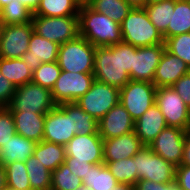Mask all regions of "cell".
<instances>
[{"label": "cell", "instance_id": "cell-26", "mask_svg": "<svg viewBox=\"0 0 190 190\" xmlns=\"http://www.w3.org/2000/svg\"><path fill=\"white\" fill-rule=\"evenodd\" d=\"M0 73L17 88L32 81L33 72L22 58L4 59L0 57Z\"/></svg>", "mask_w": 190, "mask_h": 190}, {"label": "cell", "instance_id": "cell-14", "mask_svg": "<svg viewBox=\"0 0 190 190\" xmlns=\"http://www.w3.org/2000/svg\"><path fill=\"white\" fill-rule=\"evenodd\" d=\"M186 130L165 127L148 146L153 152L177 167L183 159Z\"/></svg>", "mask_w": 190, "mask_h": 190}, {"label": "cell", "instance_id": "cell-37", "mask_svg": "<svg viewBox=\"0 0 190 190\" xmlns=\"http://www.w3.org/2000/svg\"><path fill=\"white\" fill-rule=\"evenodd\" d=\"M61 72L57 61L42 63L34 72L32 82L52 90Z\"/></svg>", "mask_w": 190, "mask_h": 190}, {"label": "cell", "instance_id": "cell-13", "mask_svg": "<svg viewBox=\"0 0 190 190\" xmlns=\"http://www.w3.org/2000/svg\"><path fill=\"white\" fill-rule=\"evenodd\" d=\"M34 27L32 22L1 26L0 57L4 59L22 58L28 46Z\"/></svg>", "mask_w": 190, "mask_h": 190}, {"label": "cell", "instance_id": "cell-38", "mask_svg": "<svg viewBox=\"0 0 190 190\" xmlns=\"http://www.w3.org/2000/svg\"><path fill=\"white\" fill-rule=\"evenodd\" d=\"M164 44L168 52L179 57L190 68V33L169 37Z\"/></svg>", "mask_w": 190, "mask_h": 190}, {"label": "cell", "instance_id": "cell-17", "mask_svg": "<svg viewBox=\"0 0 190 190\" xmlns=\"http://www.w3.org/2000/svg\"><path fill=\"white\" fill-rule=\"evenodd\" d=\"M134 131V121L119 102L98 121V132L102 139H111Z\"/></svg>", "mask_w": 190, "mask_h": 190}, {"label": "cell", "instance_id": "cell-51", "mask_svg": "<svg viewBox=\"0 0 190 190\" xmlns=\"http://www.w3.org/2000/svg\"><path fill=\"white\" fill-rule=\"evenodd\" d=\"M79 6H87L89 5L92 0H75Z\"/></svg>", "mask_w": 190, "mask_h": 190}, {"label": "cell", "instance_id": "cell-8", "mask_svg": "<svg viewBox=\"0 0 190 190\" xmlns=\"http://www.w3.org/2000/svg\"><path fill=\"white\" fill-rule=\"evenodd\" d=\"M156 89L154 83L133 80L120 89L119 102L134 122L155 104Z\"/></svg>", "mask_w": 190, "mask_h": 190}, {"label": "cell", "instance_id": "cell-41", "mask_svg": "<svg viewBox=\"0 0 190 190\" xmlns=\"http://www.w3.org/2000/svg\"><path fill=\"white\" fill-rule=\"evenodd\" d=\"M172 87L184 102L190 106V72L179 78Z\"/></svg>", "mask_w": 190, "mask_h": 190}, {"label": "cell", "instance_id": "cell-18", "mask_svg": "<svg viewBox=\"0 0 190 190\" xmlns=\"http://www.w3.org/2000/svg\"><path fill=\"white\" fill-rule=\"evenodd\" d=\"M59 44L49 41L33 32L28 51L22 56L26 66L34 72L42 63L54 62L58 59Z\"/></svg>", "mask_w": 190, "mask_h": 190}, {"label": "cell", "instance_id": "cell-31", "mask_svg": "<svg viewBox=\"0 0 190 190\" xmlns=\"http://www.w3.org/2000/svg\"><path fill=\"white\" fill-rule=\"evenodd\" d=\"M89 6L119 24L133 8L126 0H92Z\"/></svg>", "mask_w": 190, "mask_h": 190}, {"label": "cell", "instance_id": "cell-15", "mask_svg": "<svg viewBox=\"0 0 190 190\" xmlns=\"http://www.w3.org/2000/svg\"><path fill=\"white\" fill-rule=\"evenodd\" d=\"M66 157H73V161H87L90 164L104 163L103 139L96 134H76L65 145Z\"/></svg>", "mask_w": 190, "mask_h": 190}, {"label": "cell", "instance_id": "cell-27", "mask_svg": "<svg viewBox=\"0 0 190 190\" xmlns=\"http://www.w3.org/2000/svg\"><path fill=\"white\" fill-rule=\"evenodd\" d=\"M79 10L80 6L75 0H41L33 15L64 17L78 15Z\"/></svg>", "mask_w": 190, "mask_h": 190}, {"label": "cell", "instance_id": "cell-40", "mask_svg": "<svg viewBox=\"0 0 190 190\" xmlns=\"http://www.w3.org/2000/svg\"><path fill=\"white\" fill-rule=\"evenodd\" d=\"M16 87L0 73V108H8Z\"/></svg>", "mask_w": 190, "mask_h": 190}, {"label": "cell", "instance_id": "cell-19", "mask_svg": "<svg viewBox=\"0 0 190 190\" xmlns=\"http://www.w3.org/2000/svg\"><path fill=\"white\" fill-rule=\"evenodd\" d=\"M189 72L190 68L183 60L165 49L155 70L153 83L156 88L172 86Z\"/></svg>", "mask_w": 190, "mask_h": 190}, {"label": "cell", "instance_id": "cell-39", "mask_svg": "<svg viewBox=\"0 0 190 190\" xmlns=\"http://www.w3.org/2000/svg\"><path fill=\"white\" fill-rule=\"evenodd\" d=\"M16 133L14 118L8 108H0V148L3 141L11 138Z\"/></svg>", "mask_w": 190, "mask_h": 190}, {"label": "cell", "instance_id": "cell-30", "mask_svg": "<svg viewBox=\"0 0 190 190\" xmlns=\"http://www.w3.org/2000/svg\"><path fill=\"white\" fill-rule=\"evenodd\" d=\"M31 190H51V175L49 171L38 158L31 155L25 161Z\"/></svg>", "mask_w": 190, "mask_h": 190}, {"label": "cell", "instance_id": "cell-21", "mask_svg": "<svg viewBox=\"0 0 190 190\" xmlns=\"http://www.w3.org/2000/svg\"><path fill=\"white\" fill-rule=\"evenodd\" d=\"M165 127L167 123L156 104H153L134 122V131L144 146H149Z\"/></svg>", "mask_w": 190, "mask_h": 190}, {"label": "cell", "instance_id": "cell-42", "mask_svg": "<svg viewBox=\"0 0 190 190\" xmlns=\"http://www.w3.org/2000/svg\"><path fill=\"white\" fill-rule=\"evenodd\" d=\"M64 163H66L71 172L81 178V180L87 177V174L93 165L87 161H73V157H65Z\"/></svg>", "mask_w": 190, "mask_h": 190}, {"label": "cell", "instance_id": "cell-45", "mask_svg": "<svg viewBox=\"0 0 190 190\" xmlns=\"http://www.w3.org/2000/svg\"><path fill=\"white\" fill-rule=\"evenodd\" d=\"M181 164L190 166V128L186 131L183 159Z\"/></svg>", "mask_w": 190, "mask_h": 190}, {"label": "cell", "instance_id": "cell-3", "mask_svg": "<svg viewBox=\"0 0 190 190\" xmlns=\"http://www.w3.org/2000/svg\"><path fill=\"white\" fill-rule=\"evenodd\" d=\"M123 42L137 48L164 44V38L149 20L144 8H132L120 24Z\"/></svg>", "mask_w": 190, "mask_h": 190}, {"label": "cell", "instance_id": "cell-47", "mask_svg": "<svg viewBox=\"0 0 190 190\" xmlns=\"http://www.w3.org/2000/svg\"><path fill=\"white\" fill-rule=\"evenodd\" d=\"M0 190H7L6 172L3 165L0 164Z\"/></svg>", "mask_w": 190, "mask_h": 190}, {"label": "cell", "instance_id": "cell-43", "mask_svg": "<svg viewBox=\"0 0 190 190\" xmlns=\"http://www.w3.org/2000/svg\"><path fill=\"white\" fill-rule=\"evenodd\" d=\"M175 180L182 190H190V166L181 164L175 168Z\"/></svg>", "mask_w": 190, "mask_h": 190}, {"label": "cell", "instance_id": "cell-52", "mask_svg": "<svg viewBox=\"0 0 190 190\" xmlns=\"http://www.w3.org/2000/svg\"><path fill=\"white\" fill-rule=\"evenodd\" d=\"M14 0H0V9Z\"/></svg>", "mask_w": 190, "mask_h": 190}, {"label": "cell", "instance_id": "cell-9", "mask_svg": "<svg viewBox=\"0 0 190 190\" xmlns=\"http://www.w3.org/2000/svg\"><path fill=\"white\" fill-rule=\"evenodd\" d=\"M155 104L160 108L167 126L184 130L190 128V106H188L172 86L158 87Z\"/></svg>", "mask_w": 190, "mask_h": 190}, {"label": "cell", "instance_id": "cell-4", "mask_svg": "<svg viewBox=\"0 0 190 190\" xmlns=\"http://www.w3.org/2000/svg\"><path fill=\"white\" fill-rule=\"evenodd\" d=\"M96 47L82 36L59 45L58 65L63 71L94 73Z\"/></svg>", "mask_w": 190, "mask_h": 190}, {"label": "cell", "instance_id": "cell-28", "mask_svg": "<svg viewBox=\"0 0 190 190\" xmlns=\"http://www.w3.org/2000/svg\"><path fill=\"white\" fill-rule=\"evenodd\" d=\"M82 183L91 190H114L118 184L104 163L92 165Z\"/></svg>", "mask_w": 190, "mask_h": 190}, {"label": "cell", "instance_id": "cell-29", "mask_svg": "<svg viewBox=\"0 0 190 190\" xmlns=\"http://www.w3.org/2000/svg\"><path fill=\"white\" fill-rule=\"evenodd\" d=\"M183 33H190V2L175 0V8L167 29V38Z\"/></svg>", "mask_w": 190, "mask_h": 190}, {"label": "cell", "instance_id": "cell-5", "mask_svg": "<svg viewBox=\"0 0 190 190\" xmlns=\"http://www.w3.org/2000/svg\"><path fill=\"white\" fill-rule=\"evenodd\" d=\"M56 106L51 90L31 81L16 88L8 109L46 114Z\"/></svg>", "mask_w": 190, "mask_h": 190}, {"label": "cell", "instance_id": "cell-23", "mask_svg": "<svg viewBox=\"0 0 190 190\" xmlns=\"http://www.w3.org/2000/svg\"><path fill=\"white\" fill-rule=\"evenodd\" d=\"M17 134L35 141L43 140L45 115L27 111H11Z\"/></svg>", "mask_w": 190, "mask_h": 190}, {"label": "cell", "instance_id": "cell-12", "mask_svg": "<svg viewBox=\"0 0 190 190\" xmlns=\"http://www.w3.org/2000/svg\"><path fill=\"white\" fill-rule=\"evenodd\" d=\"M94 80L93 73H74L61 70L51 90L54 102L57 105L76 102L91 88Z\"/></svg>", "mask_w": 190, "mask_h": 190}, {"label": "cell", "instance_id": "cell-36", "mask_svg": "<svg viewBox=\"0 0 190 190\" xmlns=\"http://www.w3.org/2000/svg\"><path fill=\"white\" fill-rule=\"evenodd\" d=\"M82 184L81 178L73 174L66 163L52 172L51 190H75Z\"/></svg>", "mask_w": 190, "mask_h": 190}, {"label": "cell", "instance_id": "cell-44", "mask_svg": "<svg viewBox=\"0 0 190 190\" xmlns=\"http://www.w3.org/2000/svg\"><path fill=\"white\" fill-rule=\"evenodd\" d=\"M135 190H164V183L149 180H138L134 185Z\"/></svg>", "mask_w": 190, "mask_h": 190}, {"label": "cell", "instance_id": "cell-34", "mask_svg": "<svg viewBox=\"0 0 190 190\" xmlns=\"http://www.w3.org/2000/svg\"><path fill=\"white\" fill-rule=\"evenodd\" d=\"M33 12L17 0L1 8L0 20L3 25L32 22Z\"/></svg>", "mask_w": 190, "mask_h": 190}, {"label": "cell", "instance_id": "cell-48", "mask_svg": "<svg viewBox=\"0 0 190 190\" xmlns=\"http://www.w3.org/2000/svg\"><path fill=\"white\" fill-rule=\"evenodd\" d=\"M133 8H143L146 0H126Z\"/></svg>", "mask_w": 190, "mask_h": 190}, {"label": "cell", "instance_id": "cell-11", "mask_svg": "<svg viewBox=\"0 0 190 190\" xmlns=\"http://www.w3.org/2000/svg\"><path fill=\"white\" fill-rule=\"evenodd\" d=\"M75 135L72 123V102L59 104L46 113L44 141L65 146Z\"/></svg>", "mask_w": 190, "mask_h": 190}, {"label": "cell", "instance_id": "cell-2", "mask_svg": "<svg viewBox=\"0 0 190 190\" xmlns=\"http://www.w3.org/2000/svg\"><path fill=\"white\" fill-rule=\"evenodd\" d=\"M78 26L79 35L95 47L111 46L123 41L120 24L89 5L80 6Z\"/></svg>", "mask_w": 190, "mask_h": 190}, {"label": "cell", "instance_id": "cell-54", "mask_svg": "<svg viewBox=\"0 0 190 190\" xmlns=\"http://www.w3.org/2000/svg\"><path fill=\"white\" fill-rule=\"evenodd\" d=\"M158 1H162V0H146V4L152 3V2H158Z\"/></svg>", "mask_w": 190, "mask_h": 190}, {"label": "cell", "instance_id": "cell-46", "mask_svg": "<svg viewBox=\"0 0 190 190\" xmlns=\"http://www.w3.org/2000/svg\"><path fill=\"white\" fill-rule=\"evenodd\" d=\"M17 1L34 13L39 7L41 0H17Z\"/></svg>", "mask_w": 190, "mask_h": 190}, {"label": "cell", "instance_id": "cell-50", "mask_svg": "<svg viewBox=\"0 0 190 190\" xmlns=\"http://www.w3.org/2000/svg\"><path fill=\"white\" fill-rule=\"evenodd\" d=\"M114 190H135L134 185L118 183Z\"/></svg>", "mask_w": 190, "mask_h": 190}, {"label": "cell", "instance_id": "cell-16", "mask_svg": "<svg viewBox=\"0 0 190 190\" xmlns=\"http://www.w3.org/2000/svg\"><path fill=\"white\" fill-rule=\"evenodd\" d=\"M165 50V44L139 47L133 53L130 80L153 83L155 70Z\"/></svg>", "mask_w": 190, "mask_h": 190}, {"label": "cell", "instance_id": "cell-24", "mask_svg": "<svg viewBox=\"0 0 190 190\" xmlns=\"http://www.w3.org/2000/svg\"><path fill=\"white\" fill-rule=\"evenodd\" d=\"M149 20L162 34L164 41L167 39V29L172 18V11L175 8V0H162L146 4L143 7Z\"/></svg>", "mask_w": 190, "mask_h": 190}, {"label": "cell", "instance_id": "cell-10", "mask_svg": "<svg viewBox=\"0 0 190 190\" xmlns=\"http://www.w3.org/2000/svg\"><path fill=\"white\" fill-rule=\"evenodd\" d=\"M138 180L170 183L175 180V166L153 152L148 146L135 154Z\"/></svg>", "mask_w": 190, "mask_h": 190}, {"label": "cell", "instance_id": "cell-6", "mask_svg": "<svg viewBox=\"0 0 190 190\" xmlns=\"http://www.w3.org/2000/svg\"><path fill=\"white\" fill-rule=\"evenodd\" d=\"M120 89L94 80L91 88L76 103L97 121L119 103Z\"/></svg>", "mask_w": 190, "mask_h": 190}, {"label": "cell", "instance_id": "cell-1", "mask_svg": "<svg viewBox=\"0 0 190 190\" xmlns=\"http://www.w3.org/2000/svg\"><path fill=\"white\" fill-rule=\"evenodd\" d=\"M137 47L121 42L111 46L96 47L94 77L100 82L121 89L129 81L133 67V53Z\"/></svg>", "mask_w": 190, "mask_h": 190}, {"label": "cell", "instance_id": "cell-35", "mask_svg": "<svg viewBox=\"0 0 190 190\" xmlns=\"http://www.w3.org/2000/svg\"><path fill=\"white\" fill-rule=\"evenodd\" d=\"M73 132L80 135L98 133V121L82 110L76 102H72Z\"/></svg>", "mask_w": 190, "mask_h": 190}, {"label": "cell", "instance_id": "cell-25", "mask_svg": "<svg viewBox=\"0 0 190 190\" xmlns=\"http://www.w3.org/2000/svg\"><path fill=\"white\" fill-rule=\"evenodd\" d=\"M33 155L51 172L65 162V146L42 140L35 146Z\"/></svg>", "mask_w": 190, "mask_h": 190}, {"label": "cell", "instance_id": "cell-53", "mask_svg": "<svg viewBox=\"0 0 190 190\" xmlns=\"http://www.w3.org/2000/svg\"><path fill=\"white\" fill-rule=\"evenodd\" d=\"M75 190H91V189H90V187H88V186L82 184L80 187H78V188L75 189Z\"/></svg>", "mask_w": 190, "mask_h": 190}, {"label": "cell", "instance_id": "cell-22", "mask_svg": "<svg viewBox=\"0 0 190 190\" xmlns=\"http://www.w3.org/2000/svg\"><path fill=\"white\" fill-rule=\"evenodd\" d=\"M36 142L15 133L3 141L0 148V164L5 166L15 161L25 162L33 155Z\"/></svg>", "mask_w": 190, "mask_h": 190}, {"label": "cell", "instance_id": "cell-49", "mask_svg": "<svg viewBox=\"0 0 190 190\" xmlns=\"http://www.w3.org/2000/svg\"><path fill=\"white\" fill-rule=\"evenodd\" d=\"M164 190H182L176 180L170 183H164Z\"/></svg>", "mask_w": 190, "mask_h": 190}, {"label": "cell", "instance_id": "cell-20", "mask_svg": "<svg viewBox=\"0 0 190 190\" xmlns=\"http://www.w3.org/2000/svg\"><path fill=\"white\" fill-rule=\"evenodd\" d=\"M144 145L135 131L111 139H103L104 161H117L133 157Z\"/></svg>", "mask_w": 190, "mask_h": 190}, {"label": "cell", "instance_id": "cell-32", "mask_svg": "<svg viewBox=\"0 0 190 190\" xmlns=\"http://www.w3.org/2000/svg\"><path fill=\"white\" fill-rule=\"evenodd\" d=\"M104 164L113 174L118 183L135 185L138 181L135 155L117 161H104Z\"/></svg>", "mask_w": 190, "mask_h": 190}, {"label": "cell", "instance_id": "cell-7", "mask_svg": "<svg viewBox=\"0 0 190 190\" xmlns=\"http://www.w3.org/2000/svg\"><path fill=\"white\" fill-rule=\"evenodd\" d=\"M34 32L59 45L79 36L78 15L45 17L33 15Z\"/></svg>", "mask_w": 190, "mask_h": 190}, {"label": "cell", "instance_id": "cell-33", "mask_svg": "<svg viewBox=\"0 0 190 190\" xmlns=\"http://www.w3.org/2000/svg\"><path fill=\"white\" fill-rule=\"evenodd\" d=\"M7 190H31L25 162L15 161L4 166Z\"/></svg>", "mask_w": 190, "mask_h": 190}]
</instances>
